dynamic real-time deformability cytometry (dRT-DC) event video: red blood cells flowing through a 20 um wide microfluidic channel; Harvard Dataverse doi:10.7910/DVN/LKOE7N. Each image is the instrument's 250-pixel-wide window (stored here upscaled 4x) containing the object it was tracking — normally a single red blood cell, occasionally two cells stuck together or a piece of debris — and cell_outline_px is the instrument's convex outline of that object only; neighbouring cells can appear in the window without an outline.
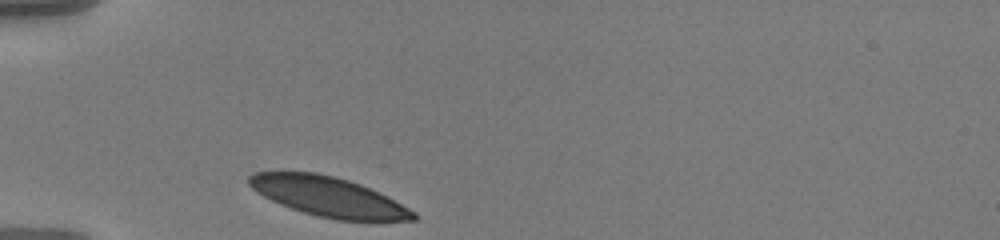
{"species": "human", "species_latin": "Homo sapiens", "temperature_condition": "warm", "stored_images_in_passage": 32, "camera_frame_rate_fps": 3000, "um_per_image_px": 0.085, "donor": {"sex": "male"}, "frame": {"image": 1, "passage_image": 1, "time_ms": 0.0, "image_size_px": [1000, 240], "cell_outline_px": [[416, 220], [336, 220], [316, 216], [280, 204], [256, 192], [248, 184], [248, 176], [256, 172], [316, 172], [336, 176], [360, 184], [380, 192], [416, 212]], "centroid_in_image_um": [27.91, 16.71], "position_along_channel_um": 57.1, "area_um2": 37.8}}
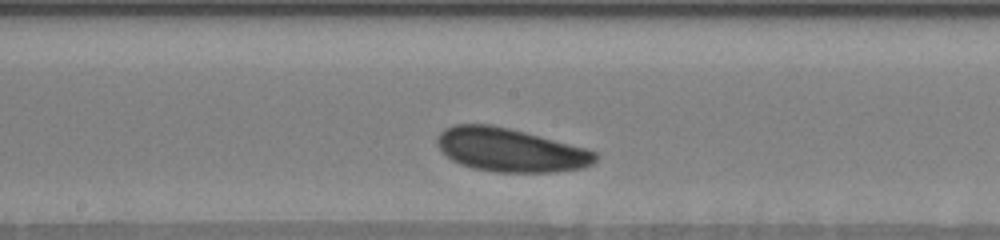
{"frame": {"image": 2, "passage_image": 15, "time_ms": 4.667, "image_size_px": [1000, 240], "cell_outline_px": [[600, 156], [592, 164], [584, 168], [556, 172], [496, 172], [472, 168], [460, 164], [452, 160], [436, 144], [436, 136], [444, 128], [452, 124], [488, 124], [508, 128], [588, 148], [596, 152]], "centroid_in_image_um": [43.39, 12.75], "position_along_channel_um": 204.8, "area_um2": 40.34}}
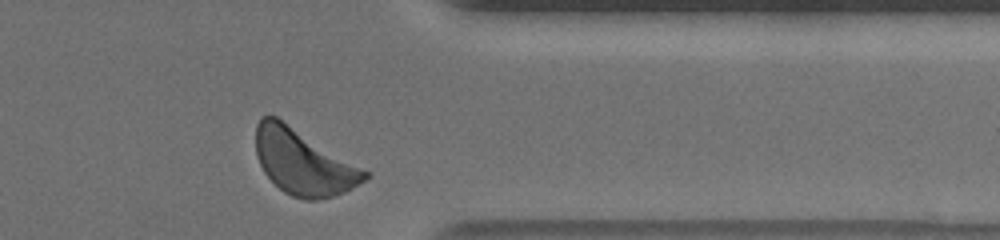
{"frame": {"image": 3, "passage_image": 31, "time_ms": 10.0, "image_size_px": [1000, 240], "cell_outline_px": [[372, 176], [344, 192], [332, 196], [316, 200], [304, 200], [292, 196], [284, 192], [264, 172], [256, 156], [256, 124], [260, 116], [276, 116], [372, 172]], "centroid_in_image_um": [25.81, 13.77], "position_along_channel_um": 385.6, "area_um2": 41.67}, "authors_computed_cell_mechanics": {"area_um2": 39.6508, "velocity_mm_per_s": 3.4745, "shape_relaxation_time_tau1_ms": 1.4933, "shape_relaxation_time_tau2_ms": null, "deformation_change_tau1": 0.0586, "deformation_change_tau2": null}}